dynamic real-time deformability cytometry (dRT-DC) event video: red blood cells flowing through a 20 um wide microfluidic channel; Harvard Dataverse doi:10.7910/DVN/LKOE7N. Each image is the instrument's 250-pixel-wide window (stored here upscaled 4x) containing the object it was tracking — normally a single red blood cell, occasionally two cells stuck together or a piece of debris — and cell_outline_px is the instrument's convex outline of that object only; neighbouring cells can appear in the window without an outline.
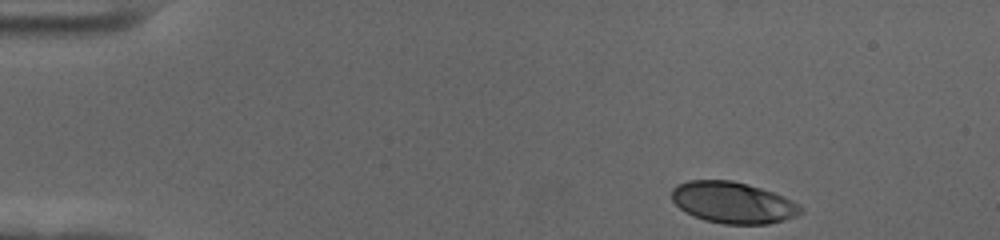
{"species": "human", "species_latin": "Homo sapiens", "temperature_condition": "cold", "stored_images_in_passage": 50, "camera_frame_rate_fps": 3000, "um_per_image_px": 0.085, "donor": {"sex": "female"}, "frame": {"image": 1, "passage_image": 1, "time_ms": 0.0, "image_size_px": [1000, 240], "cell_outline_px": [[804, 212], [796, 216], [784, 220], [768, 224], [724, 224], [704, 220], [692, 216], [680, 208], [672, 200], [672, 188], [676, 184], [688, 180], [732, 180], [760, 188], [772, 192], [792, 200], [800, 204], [804, 208]], "centroid_in_image_um": [62.31, 17.22], "position_along_channel_um": 22.7, "area_um2": 31.27}}
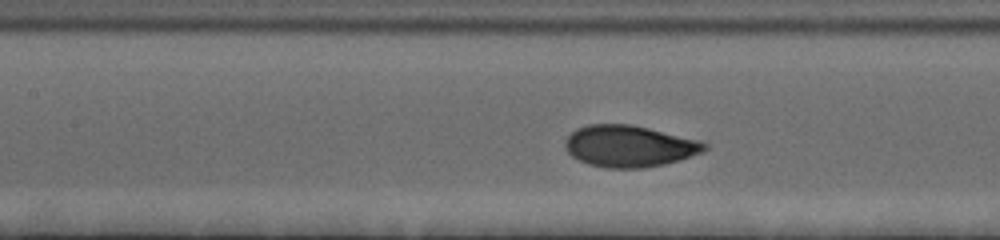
{"frame": {"image": 2, "passage_image": 20, "time_ms": 6.333, "image_size_px": [1000, 240], "cell_outline_px": [[708, 148], [704, 152], [680, 160], [664, 164], [644, 168], [608, 168], [588, 164], [572, 156], [564, 148], [564, 140], [576, 128], [588, 124], [632, 124], [700, 140], [708, 144]], "centroid_in_image_um": [53.5, 12.42], "position_along_channel_um": 153.9, "area_um2": 34.04}}
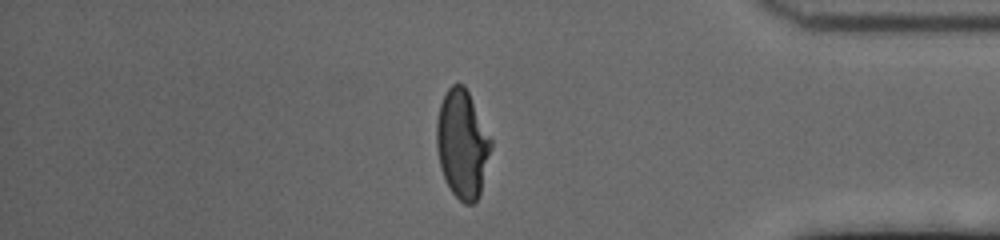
{"frame": {"image": 3, "passage_image": 43, "time_ms": 14.0, "image_size_px": [1000, 240], "cell_outline_px": [[492, 148], [480, 196], [472, 204], [464, 204], [452, 192], [440, 168], [436, 148], [436, 120], [440, 104], [448, 88], [452, 84], [464, 84], [492, 140]], "centroid_in_image_um": [39.29, 12.26], "position_along_channel_um": 395.9, "area_um2": 34.39}}